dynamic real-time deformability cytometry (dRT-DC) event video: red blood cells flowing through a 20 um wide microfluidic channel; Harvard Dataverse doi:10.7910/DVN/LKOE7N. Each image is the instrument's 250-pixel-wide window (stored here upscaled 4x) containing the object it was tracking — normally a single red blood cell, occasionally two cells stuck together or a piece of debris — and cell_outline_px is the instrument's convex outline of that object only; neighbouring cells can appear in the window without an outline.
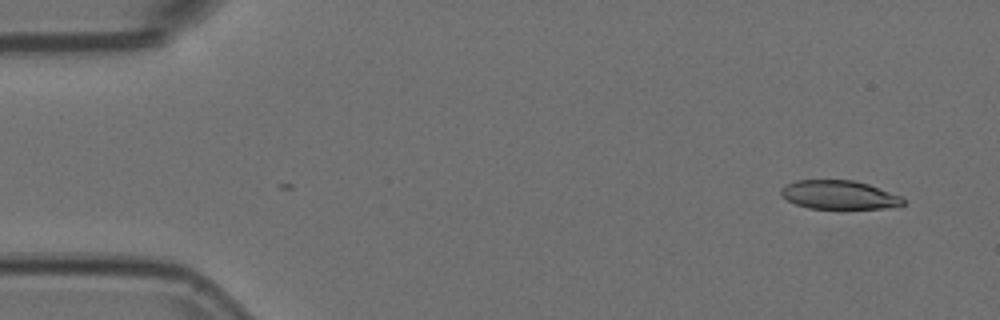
{"species": "Egyptian fruit bat (a non-hibernating species)", "species_latin": "Rousettus aegyptiacus", "temperature_condition": "room temperature", "stored_images_in_passage": 6, "camera_frame_rate_fps": 3000, "um_per_image_px": 0.085, "animal": {"sex": "female"}, "frame": {"image": 1, "passage_image": 1, "time_ms": 0.0, "image_size_px": [1000, 320], "cell_outline_px": [[904, 204], [884, 208], [808, 208], [796, 204], [780, 196], [780, 188], [796, 180], [856, 180], [868, 184], [900, 196], [904, 200]], "centroid_in_image_um": [71.27, 16.55], "position_along_channel_um": 13.7, "area_um2": 20.23}}
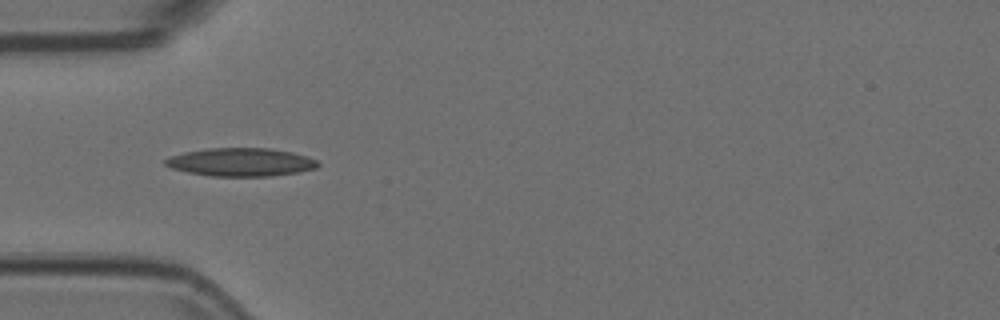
{"frame": {"image": 2, "passage_image": 5, "time_ms": 1.333, "image_size_px": [1000, 320], "cell_outline_px": [[320, 164], [316, 168], [300, 172], [272, 176], [212, 176], [188, 172], [172, 168], [164, 164], [164, 160], [168, 156], [184, 152], [208, 148], [268, 148], [292, 152], [308, 156], [316, 160]], "centroid_in_image_um": [20.48, 13.78], "position_along_channel_um": 64.5, "area_um2": 25.2}}
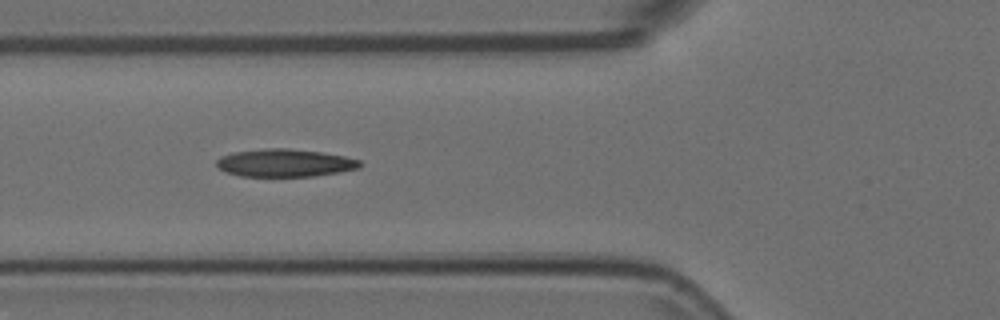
{"frame": {"image": 3, "passage_image": 6, "time_ms": 1.667, "image_size_px": [1000, 320], "cell_outline_px": [[364, 164], [360, 168], [340, 172], [316, 176], [240, 176], [224, 172], [216, 164], [216, 160], [220, 156], [232, 152], [268, 148], [288, 148], [320, 152], [344, 156], [360, 160]], "centroid_in_image_um": [24.22, 13.85], "position_along_channel_um": 101.6, "area_um2": 23.35}}